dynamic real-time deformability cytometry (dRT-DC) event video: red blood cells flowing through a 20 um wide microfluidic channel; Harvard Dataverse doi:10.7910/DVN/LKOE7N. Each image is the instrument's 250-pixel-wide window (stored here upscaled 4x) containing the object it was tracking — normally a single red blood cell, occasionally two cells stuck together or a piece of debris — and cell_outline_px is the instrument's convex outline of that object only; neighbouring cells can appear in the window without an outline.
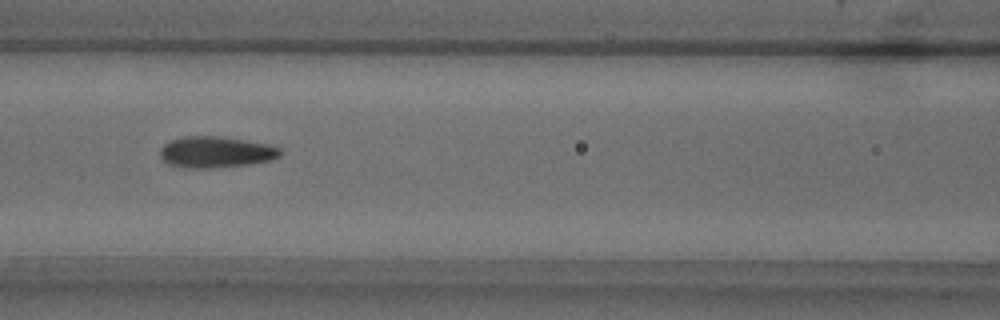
{"species": "common noctule bat (a hibernating species)", "species_latin": "Nyctalus noctula", "temperature_condition": "warm", "stored_images_in_passage": 52, "camera_frame_rate_fps": 3000, "um_per_image_px": 0.085, "animal": {"sex": "male", "body_mass_g": 18.8}, "frame": {"image": 1, "passage_image": 22, "time_ms": 7.0, "image_size_px": [1000, 320], "cell_outline_px": [[284, 152], [280, 156], [272, 160], [252, 164], [216, 168], [180, 168], [168, 164], [160, 156], [160, 148], [164, 144], [172, 140], [184, 136], [220, 136], [268, 144], [280, 148]], "centroid_in_image_um": [18.36, 12.94], "position_along_channel_um": 148.2, "area_um2": 22.2}}
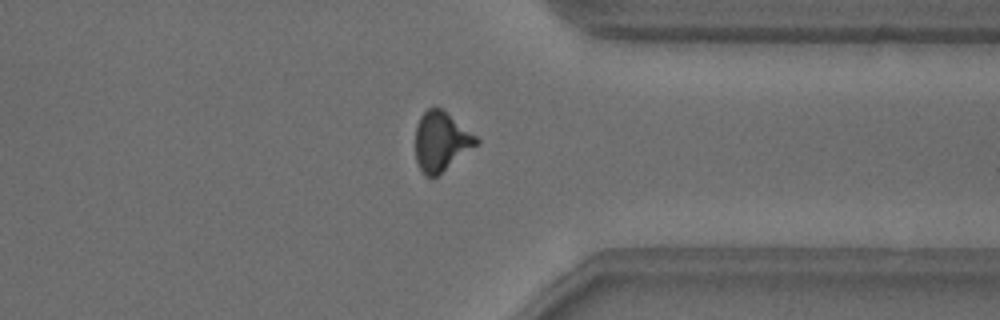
{"frame": {"image": 2, "passage_image": 40, "time_ms": 13.0, "image_size_px": [1000, 320], "cell_outline_px": [[480, 144], [432, 180], [420, 168], [416, 160], [416, 124], [420, 116], [428, 108], [440, 108], [476, 136], [480, 140]], "centroid_in_image_um": [37.51, 12.05], "position_along_channel_um": 373.9, "area_um2": 20.98}}
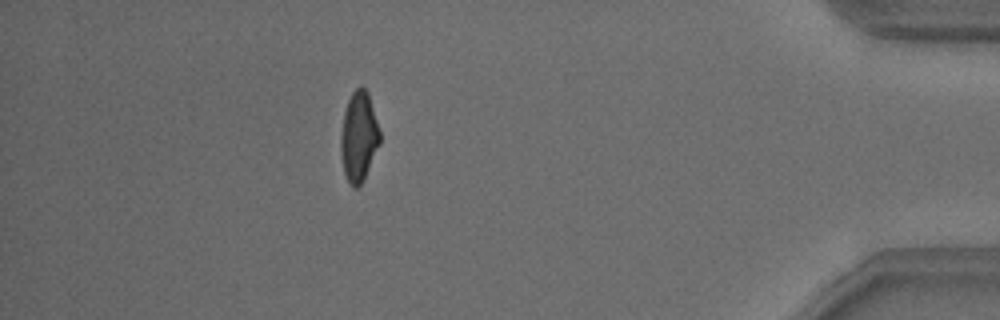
{"frame": {"image": 3, "passage_image": 46, "time_ms": 15.0, "image_size_px": [1000, 320], "cell_outline_px": [[380, 144], [364, 180], [356, 188], [352, 188], [344, 172], [340, 148], [340, 136], [344, 112], [348, 100], [352, 92], [360, 84], [368, 92], [380, 132]], "centroid_in_image_um": [30.5, 11.62], "position_along_channel_um": 404.7, "area_um2": 20.52}, "authors_computed_cell_mechanics": {"area_um2": 20.9814, "velocity_mm_per_s": 3.8514, "shape_relaxation_time_tau1_ms": 2.8912, "shape_relaxation_time_tau2_ms": 1.4215, "deformation_change_tau1": 0.1636, "deformation_change_tau2": 0.1005}}